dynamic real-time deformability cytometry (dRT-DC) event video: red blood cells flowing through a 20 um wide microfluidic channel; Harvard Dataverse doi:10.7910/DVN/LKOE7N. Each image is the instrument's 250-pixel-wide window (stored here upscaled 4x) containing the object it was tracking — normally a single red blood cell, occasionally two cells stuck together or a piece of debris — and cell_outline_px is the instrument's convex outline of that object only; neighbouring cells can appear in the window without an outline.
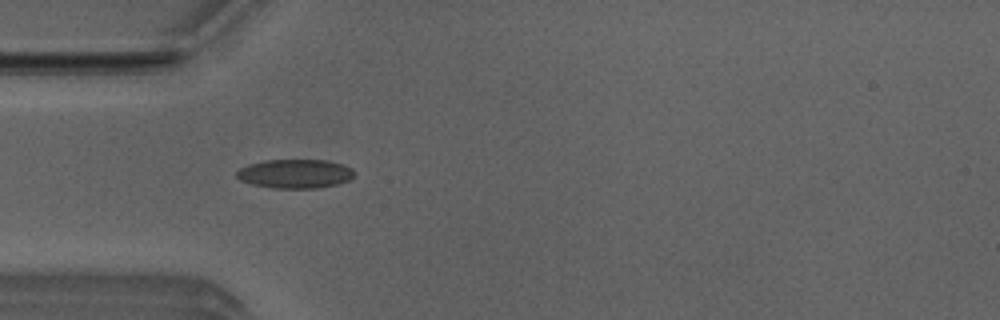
{"species": "Egyptian fruit bat (a non-hibernating species)", "species_latin": "Rousettus aegyptiacus", "temperature_condition": "room temperature", "stored_images_in_passage": 2, "camera_frame_rate_fps": 3000, "um_per_image_px": 0.085, "animal": {"sex": "male"}, "frame": {"image": 1, "passage_image": 1, "time_ms": 0.0, "image_size_px": [1000, 320], "cell_outline_px": [[356, 172], [348, 180], [340, 184], [320, 188], [272, 188], [252, 184], [240, 180], [236, 176], [236, 172], [240, 168], [248, 164], [264, 160], [328, 160], [344, 164], [352, 168]], "centroid_in_image_um": [25.11, 14.76], "position_along_channel_um": 59.9, "area_um2": 20.11}}